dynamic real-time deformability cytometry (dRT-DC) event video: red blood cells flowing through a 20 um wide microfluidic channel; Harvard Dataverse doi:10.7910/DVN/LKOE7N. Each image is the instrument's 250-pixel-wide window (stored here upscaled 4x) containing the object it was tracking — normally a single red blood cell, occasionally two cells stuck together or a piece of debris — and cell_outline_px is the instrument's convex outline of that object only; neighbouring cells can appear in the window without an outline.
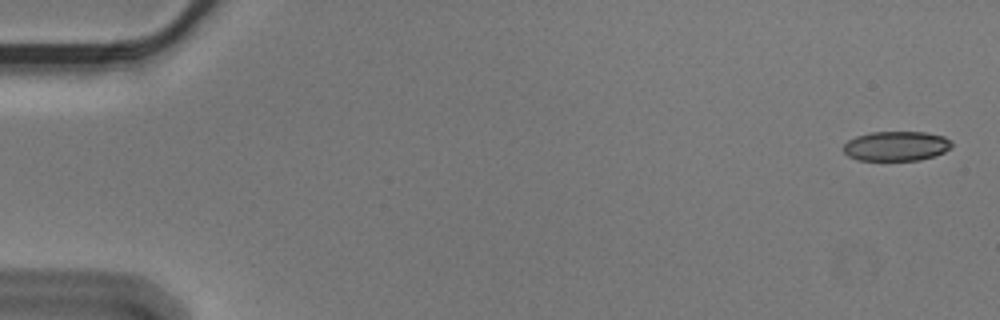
{"species": "Egyptian fruit bat (a non-hibernating species)", "species_latin": "Rousettus aegyptiacus", "temperature_condition": "cold", "stored_images_in_passage": 55, "camera_frame_rate_fps": 3000, "um_per_image_px": 0.085, "animal": {"sex": "male"}, "frame": {"image": 1, "passage_image": 1, "time_ms": 0.0, "image_size_px": [1000, 320], "cell_outline_px": [[952, 148], [944, 152], [920, 160], [860, 160], [848, 156], [844, 152], [844, 144], [848, 140], [856, 136], [872, 132], [924, 132], [944, 136], [952, 140]], "centroid_in_image_um": [76.2, 12.41], "position_along_channel_um": 8.8, "area_um2": 18.73}}
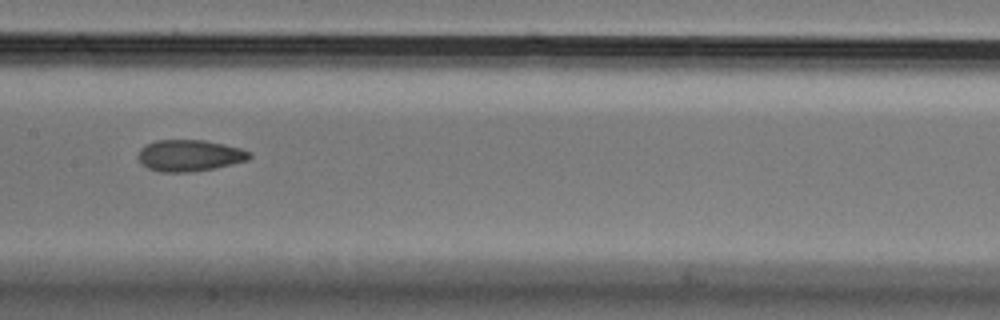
{"frame": {"image": 2, "passage_image": 28, "time_ms": 9.0, "image_size_px": [1000, 320], "cell_outline_px": [[252, 156], [248, 160], [232, 164], [192, 172], [160, 172], [148, 168], [140, 160], [140, 148], [156, 140], [204, 140], [224, 144], [240, 148], [252, 152]], "centroid_in_image_um": [16.16, 13.21], "position_along_channel_um": 191.2, "area_um2": 20.23}}
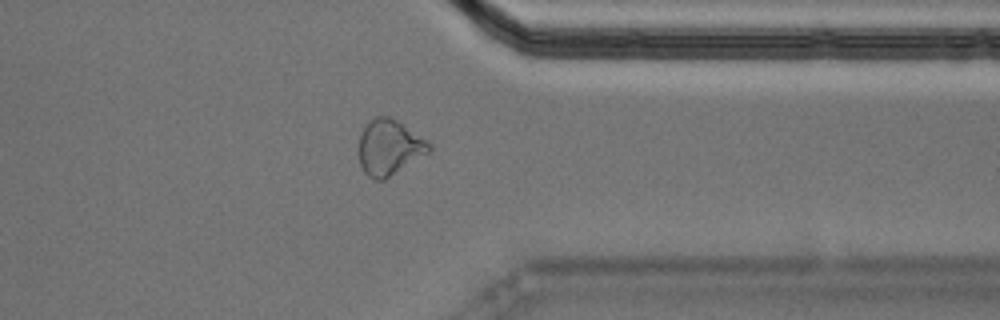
{"frame": {"image": 3, "passage_image": 44, "time_ms": 14.333, "image_size_px": [1000, 320], "cell_outline_px": [[432, 148], [428, 152], [384, 180], [376, 180], [368, 176], [364, 172], [360, 164], [360, 136], [364, 128], [376, 116], [388, 116], [396, 120], [428, 140], [432, 144]], "centroid_in_image_um": [33.1, 12.53], "position_along_channel_um": 378.3, "area_um2": 22.25}, "authors_computed_cell_mechanics": {"area_um2": 20.519, "velocity_mm_per_s": 3.5901, "shape_relaxation_time_tau1_ms": 10.2478, "shape_relaxation_time_tau2_ms": 2.2766, "deformation_change_tau1": 0.1713, "deformation_change_tau2": 0.0774}}